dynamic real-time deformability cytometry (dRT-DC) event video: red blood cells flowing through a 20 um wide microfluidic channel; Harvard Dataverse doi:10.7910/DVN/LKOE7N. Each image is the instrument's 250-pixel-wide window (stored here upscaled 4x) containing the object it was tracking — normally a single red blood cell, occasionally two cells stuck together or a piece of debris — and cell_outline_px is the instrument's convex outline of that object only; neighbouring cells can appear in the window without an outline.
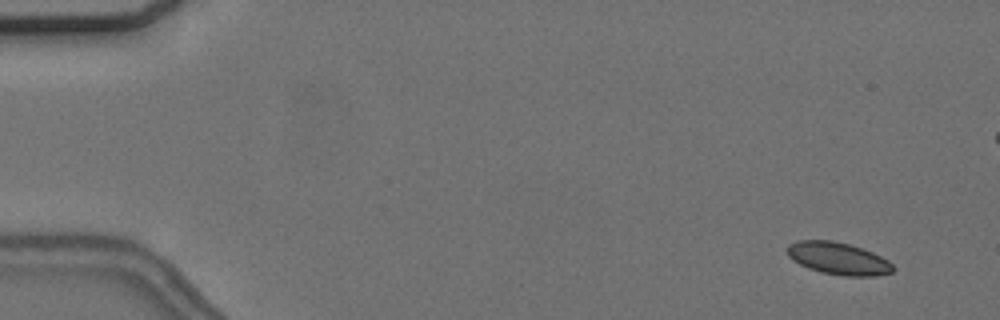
{"species": "common noctule bat (a hibernating species)", "species_latin": "Nyctalus noctula", "temperature_condition": "cold", "stored_images_in_passage": 59, "camera_frame_rate_fps": 3000, "um_per_image_px": 0.085, "animal": {"sex": "female", "body_mass_g": 24.6, "forearm_length_mm": 56.2}, "frame": {"image": 1, "passage_image": 5, "time_ms": 1.333, "image_size_px": [1000, 320], "cell_outline_px": [[896, 268], [892, 272], [876, 276], [844, 276], [820, 272], [808, 268], [792, 260], [788, 256], [788, 244], [796, 240], [832, 240], [848, 244], [872, 252], [888, 260]], "centroid_in_image_um": [71.25, 21.97], "position_along_channel_um": 13.8, "area_um2": 19.94}}
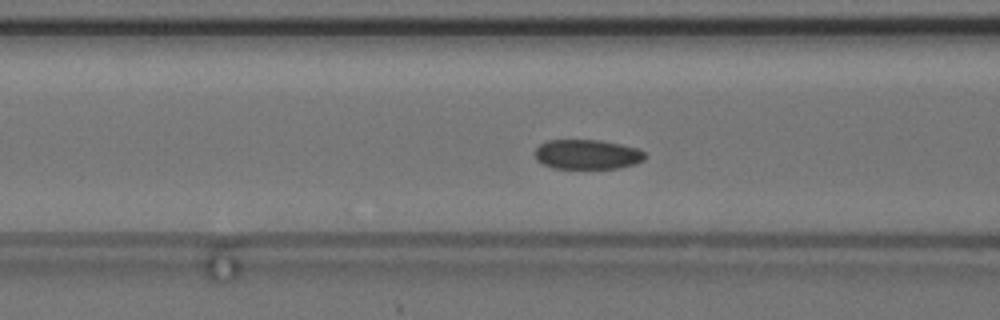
{"frame": {"image": 2, "passage_image": 24, "time_ms": 7.667, "image_size_px": [1000, 320], "cell_outline_px": [[648, 156], [644, 160], [636, 164], [620, 168], [552, 168], [536, 160], [536, 148], [540, 144], [548, 140], [600, 140], [640, 148]], "centroid_in_image_um": [49.97, 13.12], "position_along_channel_um": 116.6, "area_um2": 19.19}}
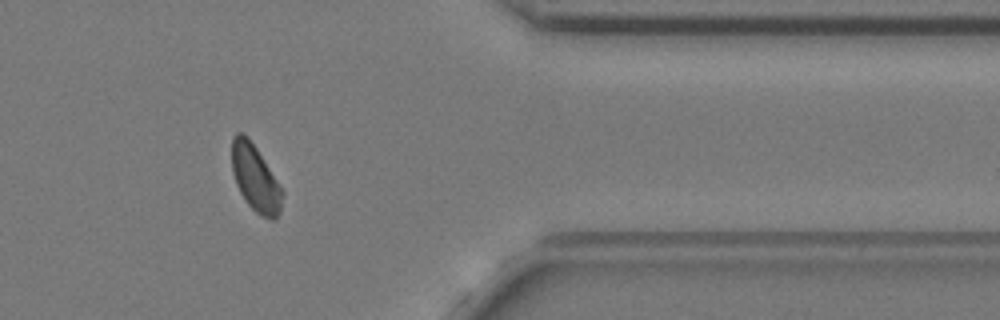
{"frame": {"image": 3, "passage_image": 48, "time_ms": 15.667, "image_size_px": [1000, 320], "cell_outline_px": [[284, 192], [280, 212], [276, 220], [272, 220], [260, 216], [248, 204], [240, 192], [236, 184], [232, 172], [232, 136], [236, 132], [240, 132], [248, 136], [256, 148]], "centroid_in_image_um": [21.7, 15.16], "position_along_channel_um": 389.7, "area_um2": 19.54}, "authors_computed_cell_mechanics": {"area_um2": 19.9988, "velocity_mm_per_s": 3.6426, "shape_relaxation_time_tau1_ms": 10.5631, "shape_relaxation_time_tau2_ms": 3.3731, "deformation_change_tau1": 0.1242, "deformation_change_tau2": 0.077}}